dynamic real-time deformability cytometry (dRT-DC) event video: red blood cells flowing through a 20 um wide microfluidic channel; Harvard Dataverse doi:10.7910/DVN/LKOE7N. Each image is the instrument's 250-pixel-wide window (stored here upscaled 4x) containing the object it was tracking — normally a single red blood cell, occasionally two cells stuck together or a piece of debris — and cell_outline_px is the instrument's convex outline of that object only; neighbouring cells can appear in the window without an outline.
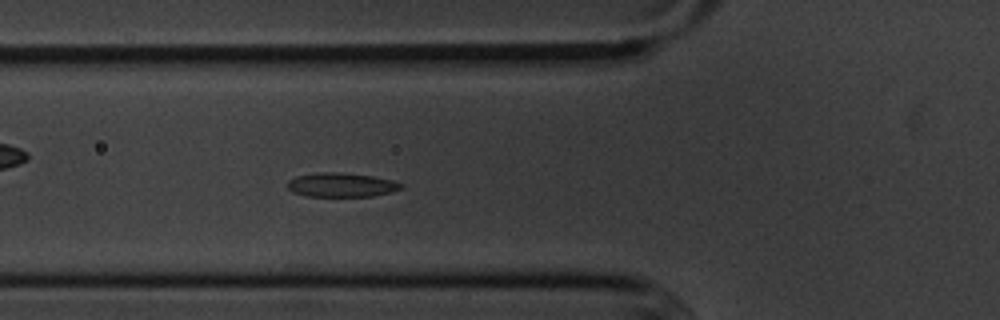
{"species": "common noctule bat (a hibernating species)", "species_latin": "Nyctalus noctula", "temperature_condition": "cold", "stored_images_in_passage": 37, "segment_of_instrument_passage": [1, 2], "camera_frame_rate_fps": 3000, "um_per_image_px": 0.085, "animal": {"sex": "male", "body_mass_g": 20.1, "forearm_length_mm": 53.5}, "frame": {"image": 1, "passage_image": 15, "time_ms": 4.667, "image_size_px": [1000, 320], "cell_outline_px": [[404, 188], [392, 192], [372, 196], [304, 196], [292, 192], [288, 188], [288, 180], [296, 176], [316, 172], [340, 172], [372, 176], [392, 180], [404, 184]], "centroid_in_image_um": [29.02, 15.71], "position_along_channel_um": 96.8, "area_um2": 16.13}}
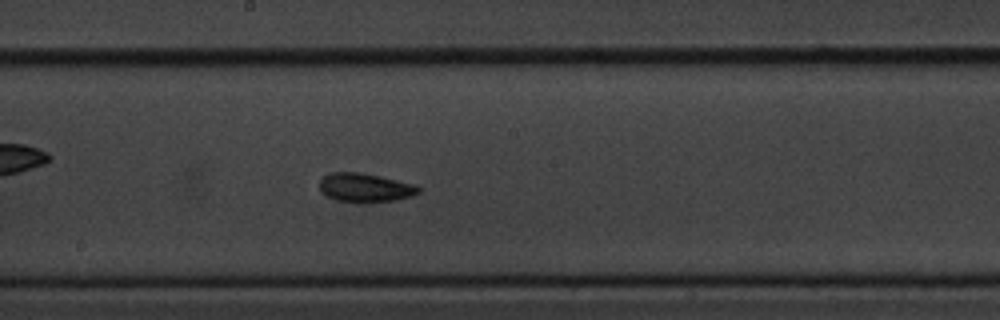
{"frame": {"image": 2, "passage_image": 25, "time_ms": 8.0, "image_size_px": [1000, 320], "cell_outline_px": [[420, 192], [412, 196], [396, 200], [364, 204], [360, 204], [336, 200], [328, 196], [320, 188], [320, 180], [324, 176], [332, 172], [356, 172], [416, 184], [420, 188]], "centroid_in_image_um": [31.06, 15.98], "position_along_channel_um": 217.1, "area_um2": 16.7}}
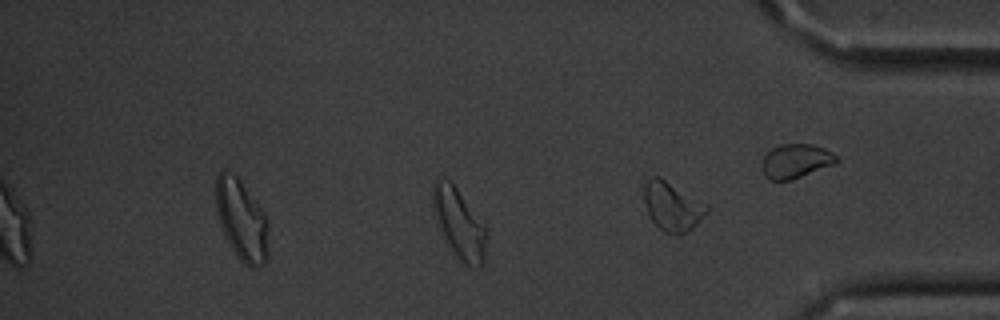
{"frame": {"image": 3, "passage_image": 35, "time_ms": 11.333, "image_size_px": [1000, 320], "cell_outline_px": [[488, 236], [484, 264], [476, 268], [468, 268], [448, 248], [436, 224], [432, 208], [432, 184], [436, 180], [448, 180], [456, 188], [488, 232]], "centroid_in_image_um": [39.01, 19.1], "position_along_channel_um": 396.2, "area_um2": 22.02}}